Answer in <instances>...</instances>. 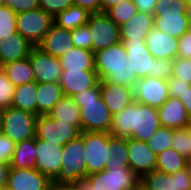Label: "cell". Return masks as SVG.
<instances>
[{
    "label": "cell",
    "instance_id": "cell-31",
    "mask_svg": "<svg viewBox=\"0 0 191 190\" xmlns=\"http://www.w3.org/2000/svg\"><path fill=\"white\" fill-rule=\"evenodd\" d=\"M36 138L15 144L14 154L10 161V167L35 168L36 164Z\"/></svg>",
    "mask_w": 191,
    "mask_h": 190
},
{
    "label": "cell",
    "instance_id": "cell-47",
    "mask_svg": "<svg viewBox=\"0 0 191 190\" xmlns=\"http://www.w3.org/2000/svg\"><path fill=\"white\" fill-rule=\"evenodd\" d=\"M173 60L156 59L154 77L168 80L172 76Z\"/></svg>",
    "mask_w": 191,
    "mask_h": 190
},
{
    "label": "cell",
    "instance_id": "cell-59",
    "mask_svg": "<svg viewBox=\"0 0 191 190\" xmlns=\"http://www.w3.org/2000/svg\"><path fill=\"white\" fill-rule=\"evenodd\" d=\"M2 110L0 109V127H1Z\"/></svg>",
    "mask_w": 191,
    "mask_h": 190
},
{
    "label": "cell",
    "instance_id": "cell-51",
    "mask_svg": "<svg viewBox=\"0 0 191 190\" xmlns=\"http://www.w3.org/2000/svg\"><path fill=\"white\" fill-rule=\"evenodd\" d=\"M180 101L185 106L188 115L191 118V85L181 94Z\"/></svg>",
    "mask_w": 191,
    "mask_h": 190
},
{
    "label": "cell",
    "instance_id": "cell-42",
    "mask_svg": "<svg viewBox=\"0 0 191 190\" xmlns=\"http://www.w3.org/2000/svg\"><path fill=\"white\" fill-rule=\"evenodd\" d=\"M172 77L191 85V58L176 57L173 60Z\"/></svg>",
    "mask_w": 191,
    "mask_h": 190
},
{
    "label": "cell",
    "instance_id": "cell-21",
    "mask_svg": "<svg viewBox=\"0 0 191 190\" xmlns=\"http://www.w3.org/2000/svg\"><path fill=\"white\" fill-rule=\"evenodd\" d=\"M149 52L156 59L174 60L178 54V39L157 30L151 29L145 39Z\"/></svg>",
    "mask_w": 191,
    "mask_h": 190
},
{
    "label": "cell",
    "instance_id": "cell-37",
    "mask_svg": "<svg viewBox=\"0 0 191 190\" xmlns=\"http://www.w3.org/2000/svg\"><path fill=\"white\" fill-rule=\"evenodd\" d=\"M173 141L171 148L185 158H191V126L173 129Z\"/></svg>",
    "mask_w": 191,
    "mask_h": 190
},
{
    "label": "cell",
    "instance_id": "cell-56",
    "mask_svg": "<svg viewBox=\"0 0 191 190\" xmlns=\"http://www.w3.org/2000/svg\"><path fill=\"white\" fill-rule=\"evenodd\" d=\"M185 169L187 170L188 175L191 179V158L187 159Z\"/></svg>",
    "mask_w": 191,
    "mask_h": 190
},
{
    "label": "cell",
    "instance_id": "cell-4",
    "mask_svg": "<svg viewBox=\"0 0 191 190\" xmlns=\"http://www.w3.org/2000/svg\"><path fill=\"white\" fill-rule=\"evenodd\" d=\"M140 181L129 166H113L88 175L76 185L80 190H135Z\"/></svg>",
    "mask_w": 191,
    "mask_h": 190
},
{
    "label": "cell",
    "instance_id": "cell-23",
    "mask_svg": "<svg viewBox=\"0 0 191 190\" xmlns=\"http://www.w3.org/2000/svg\"><path fill=\"white\" fill-rule=\"evenodd\" d=\"M34 45L18 32L11 33L6 38H0V61L3 64L29 57Z\"/></svg>",
    "mask_w": 191,
    "mask_h": 190
},
{
    "label": "cell",
    "instance_id": "cell-27",
    "mask_svg": "<svg viewBox=\"0 0 191 190\" xmlns=\"http://www.w3.org/2000/svg\"><path fill=\"white\" fill-rule=\"evenodd\" d=\"M47 115L52 119L78 125L81 128L80 108L70 96L64 95Z\"/></svg>",
    "mask_w": 191,
    "mask_h": 190
},
{
    "label": "cell",
    "instance_id": "cell-5",
    "mask_svg": "<svg viewBox=\"0 0 191 190\" xmlns=\"http://www.w3.org/2000/svg\"><path fill=\"white\" fill-rule=\"evenodd\" d=\"M83 154L84 138L81 135L67 142L62 147L61 169L52 184H76L79 180L87 178V166L82 158Z\"/></svg>",
    "mask_w": 191,
    "mask_h": 190
},
{
    "label": "cell",
    "instance_id": "cell-52",
    "mask_svg": "<svg viewBox=\"0 0 191 190\" xmlns=\"http://www.w3.org/2000/svg\"><path fill=\"white\" fill-rule=\"evenodd\" d=\"M9 170V164L0 163V189L6 188Z\"/></svg>",
    "mask_w": 191,
    "mask_h": 190
},
{
    "label": "cell",
    "instance_id": "cell-25",
    "mask_svg": "<svg viewBox=\"0 0 191 190\" xmlns=\"http://www.w3.org/2000/svg\"><path fill=\"white\" fill-rule=\"evenodd\" d=\"M63 96L59 82L37 83V116L49 114Z\"/></svg>",
    "mask_w": 191,
    "mask_h": 190
},
{
    "label": "cell",
    "instance_id": "cell-16",
    "mask_svg": "<svg viewBox=\"0 0 191 190\" xmlns=\"http://www.w3.org/2000/svg\"><path fill=\"white\" fill-rule=\"evenodd\" d=\"M141 182L150 190H188L191 189V179L186 169L172 174L154 170L145 174Z\"/></svg>",
    "mask_w": 191,
    "mask_h": 190
},
{
    "label": "cell",
    "instance_id": "cell-26",
    "mask_svg": "<svg viewBox=\"0 0 191 190\" xmlns=\"http://www.w3.org/2000/svg\"><path fill=\"white\" fill-rule=\"evenodd\" d=\"M59 60L62 70H95L94 52L84 48L73 47Z\"/></svg>",
    "mask_w": 191,
    "mask_h": 190
},
{
    "label": "cell",
    "instance_id": "cell-8",
    "mask_svg": "<svg viewBox=\"0 0 191 190\" xmlns=\"http://www.w3.org/2000/svg\"><path fill=\"white\" fill-rule=\"evenodd\" d=\"M78 125L60 122L49 115H38L35 121V138L64 146L81 135Z\"/></svg>",
    "mask_w": 191,
    "mask_h": 190
},
{
    "label": "cell",
    "instance_id": "cell-24",
    "mask_svg": "<svg viewBox=\"0 0 191 190\" xmlns=\"http://www.w3.org/2000/svg\"><path fill=\"white\" fill-rule=\"evenodd\" d=\"M154 27V16L137 12L131 19L119 26L121 40L146 39L147 35Z\"/></svg>",
    "mask_w": 191,
    "mask_h": 190
},
{
    "label": "cell",
    "instance_id": "cell-1",
    "mask_svg": "<svg viewBox=\"0 0 191 190\" xmlns=\"http://www.w3.org/2000/svg\"><path fill=\"white\" fill-rule=\"evenodd\" d=\"M161 126L157 108L131 102L113 115L110 134L146 142Z\"/></svg>",
    "mask_w": 191,
    "mask_h": 190
},
{
    "label": "cell",
    "instance_id": "cell-41",
    "mask_svg": "<svg viewBox=\"0 0 191 190\" xmlns=\"http://www.w3.org/2000/svg\"><path fill=\"white\" fill-rule=\"evenodd\" d=\"M72 44L74 47L84 48L92 51V40L90 27L88 24L79 26L71 30Z\"/></svg>",
    "mask_w": 191,
    "mask_h": 190
},
{
    "label": "cell",
    "instance_id": "cell-28",
    "mask_svg": "<svg viewBox=\"0 0 191 190\" xmlns=\"http://www.w3.org/2000/svg\"><path fill=\"white\" fill-rule=\"evenodd\" d=\"M154 27L179 39L191 26L186 15H153Z\"/></svg>",
    "mask_w": 191,
    "mask_h": 190
},
{
    "label": "cell",
    "instance_id": "cell-53",
    "mask_svg": "<svg viewBox=\"0 0 191 190\" xmlns=\"http://www.w3.org/2000/svg\"><path fill=\"white\" fill-rule=\"evenodd\" d=\"M125 0H102V13H105L109 8L119 4Z\"/></svg>",
    "mask_w": 191,
    "mask_h": 190
},
{
    "label": "cell",
    "instance_id": "cell-20",
    "mask_svg": "<svg viewBox=\"0 0 191 190\" xmlns=\"http://www.w3.org/2000/svg\"><path fill=\"white\" fill-rule=\"evenodd\" d=\"M37 47L43 52L59 58L74 47L71 30L58 27L53 23Z\"/></svg>",
    "mask_w": 191,
    "mask_h": 190
},
{
    "label": "cell",
    "instance_id": "cell-12",
    "mask_svg": "<svg viewBox=\"0 0 191 190\" xmlns=\"http://www.w3.org/2000/svg\"><path fill=\"white\" fill-rule=\"evenodd\" d=\"M168 97L167 80L146 76L136 82L134 100L138 103L159 108Z\"/></svg>",
    "mask_w": 191,
    "mask_h": 190
},
{
    "label": "cell",
    "instance_id": "cell-2",
    "mask_svg": "<svg viewBox=\"0 0 191 190\" xmlns=\"http://www.w3.org/2000/svg\"><path fill=\"white\" fill-rule=\"evenodd\" d=\"M94 68L99 80L135 88L139 80L127 62V51L121 42L94 52Z\"/></svg>",
    "mask_w": 191,
    "mask_h": 190
},
{
    "label": "cell",
    "instance_id": "cell-35",
    "mask_svg": "<svg viewBox=\"0 0 191 190\" xmlns=\"http://www.w3.org/2000/svg\"><path fill=\"white\" fill-rule=\"evenodd\" d=\"M138 9L132 0H125L112 6L105 13L119 27L131 19Z\"/></svg>",
    "mask_w": 191,
    "mask_h": 190
},
{
    "label": "cell",
    "instance_id": "cell-17",
    "mask_svg": "<svg viewBox=\"0 0 191 190\" xmlns=\"http://www.w3.org/2000/svg\"><path fill=\"white\" fill-rule=\"evenodd\" d=\"M156 158L146 142L128 138L129 167L140 179L155 170Z\"/></svg>",
    "mask_w": 191,
    "mask_h": 190
},
{
    "label": "cell",
    "instance_id": "cell-11",
    "mask_svg": "<svg viewBox=\"0 0 191 190\" xmlns=\"http://www.w3.org/2000/svg\"><path fill=\"white\" fill-rule=\"evenodd\" d=\"M127 51V62L138 79L149 76L154 77L156 58L149 52L145 39L121 40Z\"/></svg>",
    "mask_w": 191,
    "mask_h": 190
},
{
    "label": "cell",
    "instance_id": "cell-19",
    "mask_svg": "<svg viewBox=\"0 0 191 190\" xmlns=\"http://www.w3.org/2000/svg\"><path fill=\"white\" fill-rule=\"evenodd\" d=\"M101 97L109 111L114 115L134 101V89L131 87L99 80Z\"/></svg>",
    "mask_w": 191,
    "mask_h": 190
},
{
    "label": "cell",
    "instance_id": "cell-54",
    "mask_svg": "<svg viewBox=\"0 0 191 190\" xmlns=\"http://www.w3.org/2000/svg\"><path fill=\"white\" fill-rule=\"evenodd\" d=\"M52 190H80V188L76 184L53 185Z\"/></svg>",
    "mask_w": 191,
    "mask_h": 190
},
{
    "label": "cell",
    "instance_id": "cell-32",
    "mask_svg": "<svg viewBox=\"0 0 191 190\" xmlns=\"http://www.w3.org/2000/svg\"><path fill=\"white\" fill-rule=\"evenodd\" d=\"M90 14L86 9L72 5L53 17V22L58 27L74 30L79 26L87 24Z\"/></svg>",
    "mask_w": 191,
    "mask_h": 190
},
{
    "label": "cell",
    "instance_id": "cell-55",
    "mask_svg": "<svg viewBox=\"0 0 191 190\" xmlns=\"http://www.w3.org/2000/svg\"><path fill=\"white\" fill-rule=\"evenodd\" d=\"M186 17L191 26V0H187Z\"/></svg>",
    "mask_w": 191,
    "mask_h": 190
},
{
    "label": "cell",
    "instance_id": "cell-46",
    "mask_svg": "<svg viewBox=\"0 0 191 190\" xmlns=\"http://www.w3.org/2000/svg\"><path fill=\"white\" fill-rule=\"evenodd\" d=\"M190 86L189 83L184 80L170 77L167 80V89L169 97L180 98L181 94Z\"/></svg>",
    "mask_w": 191,
    "mask_h": 190
},
{
    "label": "cell",
    "instance_id": "cell-29",
    "mask_svg": "<svg viewBox=\"0 0 191 190\" xmlns=\"http://www.w3.org/2000/svg\"><path fill=\"white\" fill-rule=\"evenodd\" d=\"M2 69L15 87L35 81L29 57L3 64Z\"/></svg>",
    "mask_w": 191,
    "mask_h": 190
},
{
    "label": "cell",
    "instance_id": "cell-7",
    "mask_svg": "<svg viewBox=\"0 0 191 190\" xmlns=\"http://www.w3.org/2000/svg\"><path fill=\"white\" fill-rule=\"evenodd\" d=\"M84 138L83 159L87 166V176L106 169L109 161L108 132H81Z\"/></svg>",
    "mask_w": 191,
    "mask_h": 190
},
{
    "label": "cell",
    "instance_id": "cell-6",
    "mask_svg": "<svg viewBox=\"0 0 191 190\" xmlns=\"http://www.w3.org/2000/svg\"><path fill=\"white\" fill-rule=\"evenodd\" d=\"M37 115L12 106L2 110L0 131L13 142L20 143L35 137Z\"/></svg>",
    "mask_w": 191,
    "mask_h": 190
},
{
    "label": "cell",
    "instance_id": "cell-3",
    "mask_svg": "<svg viewBox=\"0 0 191 190\" xmlns=\"http://www.w3.org/2000/svg\"><path fill=\"white\" fill-rule=\"evenodd\" d=\"M80 108L81 131L110 133L113 114L101 97L99 83L72 96Z\"/></svg>",
    "mask_w": 191,
    "mask_h": 190
},
{
    "label": "cell",
    "instance_id": "cell-43",
    "mask_svg": "<svg viewBox=\"0 0 191 190\" xmlns=\"http://www.w3.org/2000/svg\"><path fill=\"white\" fill-rule=\"evenodd\" d=\"M38 2L39 8L52 17L73 5V0H38Z\"/></svg>",
    "mask_w": 191,
    "mask_h": 190
},
{
    "label": "cell",
    "instance_id": "cell-58",
    "mask_svg": "<svg viewBox=\"0 0 191 190\" xmlns=\"http://www.w3.org/2000/svg\"><path fill=\"white\" fill-rule=\"evenodd\" d=\"M6 0H0V6L4 5Z\"/></svg>",
    "mask_w": 191,
    "mask_h": 190
},
{
    "label": "cell",
    "instance_id": "cell-18",
    "mask_svg": "<svg viewBox=\"0 0 191 190\" xmlns=\"http://www.w3.org/2000/svg\"><path fill=\"white\" fill-rule=\"evenodd\" d=\"M98 83L95 70H62L59 80L64 95L70 97L84 89L95 87Z\"/></svg>",
    "mask_w": 191,
    "mask_h": 190
},
{
    "label": "cell",
    "instance_id": "cell-13",
    "mask_svg": "<svg viewBox=\"0 0 191 190\" xmlns=\"http://www.w3.org/2000/svg\"><path fill=\"white\" fill-rule=\"evenodd\" d=\"M52 181L36 168L10 167L6 190H52Z\"/></svg>",
    "mask_w": 191,
    "mask_h": 190
},
{
    "label": "cell",
    "instance_id": "cell-10",
    "mask_svg": "<svg viewBox=\"0 0 191 190\" xmlns=\"http://www.w3.org/2000/svg\"><path fill=\"white\" fill-rule=\"evenodd\" d=\"M87 24L90 27L93 52L121 42L119 27L106 13L90 14Z\"/></svg>",
    "mask_w": 191,
    "mask_h": 190
},
{
    "label": "cell",
    "instance_id": "cell-57",
    "mask_svg": "<svg viewBox=\"0 0 191 190\" xmlns=\"http://www.w3.org/2000/svg\"><path fill=\"white\" fill-rule=\"evenodd\" d=\"M135 190H150V189L140 181L137 184Z\"/></svg>",
    "mask_w": 191,
    "mask_h": 190
},
{
    "label": "cell",
    "instance_id": "cell-33",
    "mask_svg": "<svg viewBox=\"0 0 191 190\" xmlns=\"http://www.w3.org/2000/svg\"><path fill=\"white\" fill-rule=\"evenodd\" d=\"M109 161L106 169L113 166H129L128 139L115 137L108 133Z\"/></svg>",
    "mask_w": 191,
    "mask_h": 190
},
{
    "label": "cell",
    "instance_id": "cell-30",
    "mask_svg": "<svg viewBox=\"0 0 191 190\" xmlns=\"http://www.w3.org/2000/svg\"><path fill=\"white\" fill-rule=\"evenodd\" d=\"M36 92V81L15 87L11 106L37 115Z\"/></svg>",
    "mask_w": 191,
    "mask_h": 190
},
{
    "label": "cell",
    "instance_id": "cell-15",
    "mask_svg": "<svg viewBox=\"0 0 191 190\" xmlns=\"http://www.w3.org/2000/svg\"><path fill=\"white\" fill-rule=\"evenodd\" d=\"M62 147L36 138L35 168L51 181L57 177L61 169Z\"/></svg>",
    "mask_w": 191,
    "mask_h": 190
},
{
    "label": "cell",
    "instance_id": "cell-36",
    "mask_svg": "<svg viewBox=\"0 0 191 190\" xmlns=\"http://www.w3.org/2000/svg\"><path fill=\"white\" fill-rule=\"evenodd\" d=\"M173 128L160 126L154 135L146 143L148 147L156 154L171 148L173 141Z\"/></svg>",
    "mask_w": 191,
    "mask_h": 190
},
{
    "label": "cell",
    "instance_id": "cell-9",
    "mask_svg": "<svg viewBox=\"0 0 191 190\" xmlns=\"http://www.w3.org/2000/svg\"><path fill=\"white\" fill-rule=\"evenodd\" d=\"M53 23V17L40 8L16 15L17 32L34 46L42 41Z\"/></svg>",
    "mask_w": 191,
    "mask_h": 190
},
{
    "label": "cell",
    "instance_id": "cell-38",
    "mask_svg": "<svg viewBox=\"0 0 191 190\" xmlns=\"http://www.w3.org/2000/svg\"><path fill=\"white\" fill-rule=\"evenodd\" d=\"M187 0H158L153 15H186Z\"/></svg>",
    "mask_w": 191,
    "mask_h": 190
},
{
    "label": "cell",
    "instance_id": "cell-48",
    "mask_svg": "<svg viewBox=\"0 0 191 190\" xmlns=\"http://www.w3.org/2000/svg\"><path fill=\"white\" fill-rule=\"evenodd\" d=\"M177 57L191 58V27L178 39Z\"/></svg>",
    "mask_w": 191,
    "mask_h": 190
},
{
    "label": "cell",
    "instance_id": "cell-45",
    "mask_svg": "<svg viewBox=\"0 0 191 190\" xmlns=\"http://www.w3.org/2000/svg\"><path fill=\"white\" fill-rule=\"evenodd\" d=\"M5 4L17 14L39 8L38 0H6Z\"/></svg>",
    "mask_w": 191,
    "mask_h": 190
},
{
    "label": "cell",
    "instance_id": "cell-39",
    "mask_svg": "<svg viewBox=\"0 0 191 190\" xmlns=\"http://www.w3.org/2000/svg\"><path fill=\"white\" fill-rule=\"evenodd\" d=\"M16 15L8 5L0 6V38H6L11 33L17 32Z\"/></svg>",
    "mask_w": 191,
    "mask_h": 190
},
{
    "label": "cell",
    "instance_id": "cell-49",
    "mask_svg": "<svg viewBox=\"0 0 191 190\" xmlns=\"http://www.w3.org/2000/svg\"><path fill=\"white\" fill-rule=\"evenodd\" d=\"M73 5L86 9L89 13H102V0H73Z\"/></svg>",
    "mask_w": 191,
    "mask_h": 190
},
{
    "label": "cell",
    "instance_id": "cell-40",
    "mask_svg": "<svg viewBox=\"0 0 191 190\" xmlns=\"http://www.w3.org/2000/svg\"><path fill=\"white\" fill-rule=\"evenodd\" d=\"M15 86L7 78L5 71L0 68V109H6L11 106Z\"/></svg>",
    "mask_w": 191,
    "mask_h": 190
},
{
    "label": "cell",
    "instance_id": "cell-34",
    "mask_svg": "<svg viewBox=\"0 0 191 190\" xmlns=\"http://www.w3.org/2000/svg\"><path fill=\"white\" fill-rule=\"evenodd\" d=\"M186 161L187 158L173 148H169L157 155L155 169L166 174H172L185 169Z\"/></svg>",
    "mask_w": 191,
    "mask_h": 190
},
{
    "label": "cell",
    "instance_id": "cell-22",
    "mask_svg": "<svg viewBox=\"0 0 191 190\" xmlns=\"http://www.w3.org/2000/svg\"><path fill=\"white\" fill-rule=\"evenodd\" d=\"M157 111L163 127L177 129L191 126V118L179 98L168 97Z\"/></svg>",
    "mask_w": 191,
    "mask_h": 190
},
{
    "label": "cell",
    "instance_id": "cell-44",
    "mask_svg": "<svg viewBox=\"0 0 191 190\" xmlns=\"http://www.w3.org/2000/svg\"><path fill=\"white\" fill-rule=\"evenodd\" d=\"M15 142L0 131V163L10 164L14 154Z\"/></svg>",
    "mask_w": 191,
    "mask_h": 190
},
{
    "label": "cell",
    "instance_id": "cell-50",
    "mask_svg": "<svg viewBox=\"0 0 191 190\" xmlns=\"http://www.w3.org/2000/svg\"><path fill=\"white\" fill-rule=\"evenodd\" d=\"M139 12L153 15L158 0H132Z\"/></svg>",
    "mask_w": 191,
    "mask_h": 190
},
{
    "label": "cell",
    "instance_id": "cell-14",
    "mask_svg": "<svg viewBox=\"0 0 191 190\" xmlns=\"http://www.w3.org/2000/svg\"><path fill=\"white\" fill-rule=\"evenodd\" d=\"M29 59L37 83L59 82L62 72L59 58L34 46L29 54Z\"/></svg>",
    "mask_w": 191,
    "mask_h": 190
}]
</instances>
